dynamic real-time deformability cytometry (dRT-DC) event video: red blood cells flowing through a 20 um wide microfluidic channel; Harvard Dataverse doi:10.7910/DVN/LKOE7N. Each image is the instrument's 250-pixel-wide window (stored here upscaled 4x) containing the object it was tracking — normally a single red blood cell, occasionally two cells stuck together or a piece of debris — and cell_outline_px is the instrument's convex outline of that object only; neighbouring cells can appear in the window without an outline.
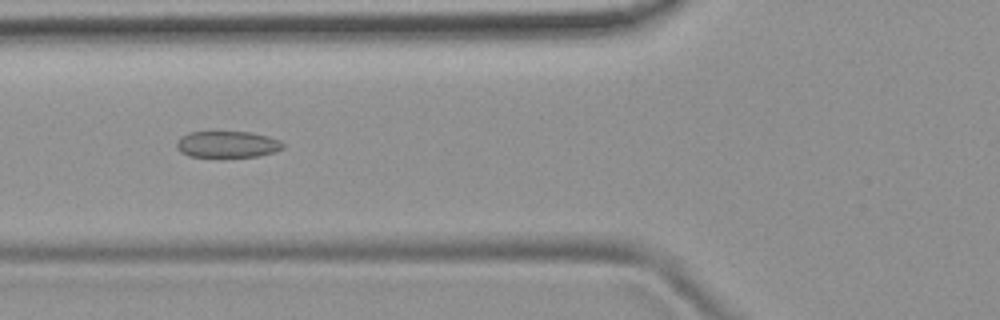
{"species": "common noctule bat (a hibernating species)", "species_latin": "Nyctalus noctula", "temperature_condition": "room temperature", "stored_images_in_passage": 7, "camera_frame_rate_fps": 3000, "um_per_image_px": 0.085, "animal": {"sex": "female", "body_mass_g": 19.9}, "frame": {"image": 1, "passage_image": 5, "time_ms": 1.333, "image_size_px": [1000, 320], "cell_outline_px": [[284, 148], [276, 152], [260, 156], [188, 156], [180, 152], [176, 148], [176, 140], [180, 136], [188, 132], [252, 132], [268, 136], [280, 140], [284, 144]], "centroid_in_image_um": [19.33, 12.26], "position_along_channel_um": 106.5, "area_um2": 16.53}}
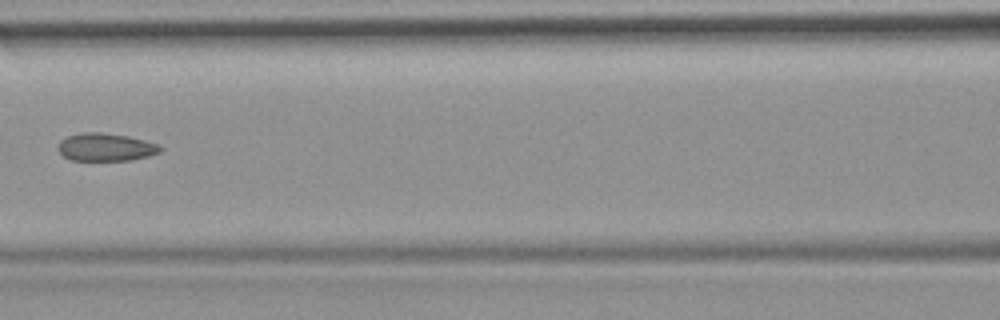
{"frame": {"image": 2, "passage_image": 6, "time_ms": 1.667, "image_size_px": [1000, 320], "cell_outline_px": [[164, 148], [160, 152], [148, 156], [132, 160], [68, 160], [56, 148], [60, 140], [68, 136], [80, 132], [100, 132], [128, 136], [144, 140], [156, 144]], "centroid_in_image_um": [8.96, 12.5], "position_along_channel_um": 157.6, "area_um2": 16.65}}
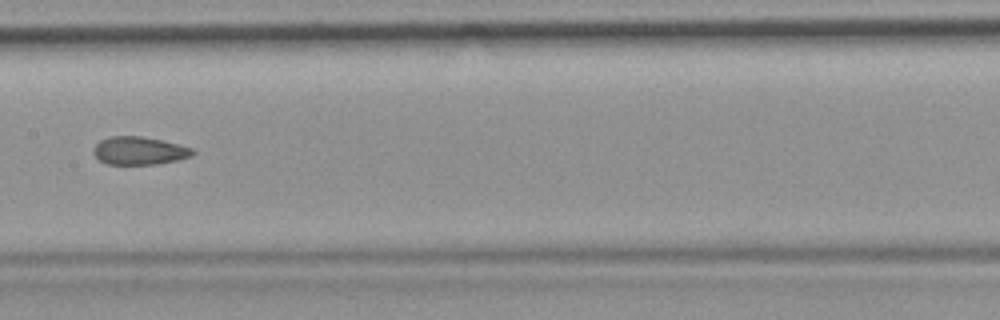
{"frame": {"image": 3, "passage_image": 7, "time_ms": 2.0, "image_size_px": [1000, 320], "cell_outline_px": [[196, 152], [192, 156], [176, 160], [156, 164], [108, 164], [100, 160], [92, 152], [92, 148], [100, 140], [112, 136], [140, 136], [160, 140], [192, 148]], "centroid_in_image_um": [11.81, 12.81], "position_along_channel_um": 195.6, "area_um2": 16.01}}